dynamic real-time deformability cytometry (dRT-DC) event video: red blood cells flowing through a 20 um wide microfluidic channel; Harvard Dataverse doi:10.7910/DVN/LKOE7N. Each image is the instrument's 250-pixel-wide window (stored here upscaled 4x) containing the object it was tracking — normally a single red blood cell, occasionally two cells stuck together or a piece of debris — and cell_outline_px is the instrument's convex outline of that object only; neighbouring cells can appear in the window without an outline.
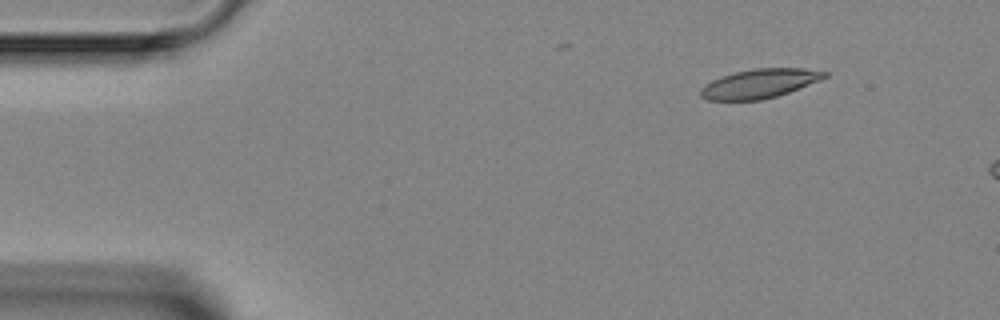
{"species": "Egyptian fruit bat (a non-hibernating species)", "species_latin": "Rousettus aegyptiacus", "temperature_condition": "room temperature", "stored_images_in_passage": 4, "camera_frame_rate_fps": 3000, "um_per_image_px": 0.085, "animal": {"sex": "female"}, "frame": {"image": 1, "passage_image": 4, "time_ms": 5.0, "image_size_px": [1000, 320], "cell_outline_px": [[828, 76], [820, 80], [788, 92], [776, 96], [760, 100], [708, 100], [700, 96], [700, 88], [704, 84], [720, 76], [752, 68], [804, 68], [828, 72]], "centroid_in_image_um": [64.53, 7.09], "position_along_channel_um": 20.5, "area_um2": 21.04}}